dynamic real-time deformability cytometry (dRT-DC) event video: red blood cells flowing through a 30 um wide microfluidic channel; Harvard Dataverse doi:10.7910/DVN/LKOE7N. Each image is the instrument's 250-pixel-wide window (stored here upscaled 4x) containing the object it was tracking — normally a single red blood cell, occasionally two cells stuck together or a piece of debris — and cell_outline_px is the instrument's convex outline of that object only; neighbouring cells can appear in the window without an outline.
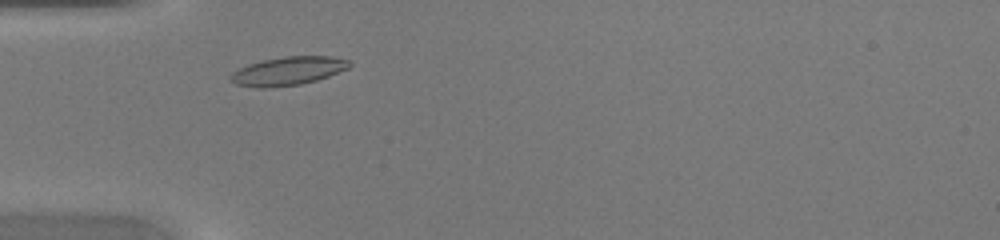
{"species": "common noctule bat (a hibernating species)", "species_latin": "Nyctalus noctula", "temperature_condition": "warm", "stored_images_in_passage": 35, "camera_frame_rate_fps": 3000, "um_per_image_px": 0.085, "animal": {"sex": "female", "body_mass_g": 20.0, "forearm_length_mm": 54.0}, "frame": {"image": 1, "passage_image": 4, "time_ms": 1.0, "image_size_px": [1000, 240], "cell_outline_px": [[352, 64], [348, 68], [328, 76], [316, 80], [300, 84], [268, 88], [256, 88], [236, 84], [228, 80], [228, 76], [232, 72], [248, 64], [264, 60], [284, 56], [332, 56], [348, 60]], "centroid_in_image_um": [24.44, 6.04], "position_along_channel_um": 60.6, "area_um2": 19.77}}
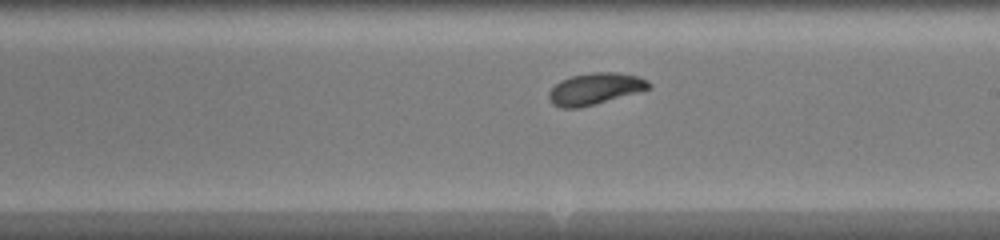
{"frame": {"image": 2, "passage_image": 16, "time_ms": 5.0, "image_size_px": [1000, 240], "cell_outline_px": [[652, 88], [580, 108], [560, 108], [552, 104], [548, 96], [548, 92], [560, 80], [572, 76], [592, 72], [616, 72], [636, 76], [648, 80], [652, 84]], "centroid_in_image_um": [50.57, 7.55], "position_along_channel_um": 238.4, "area_um2": 18.38}}
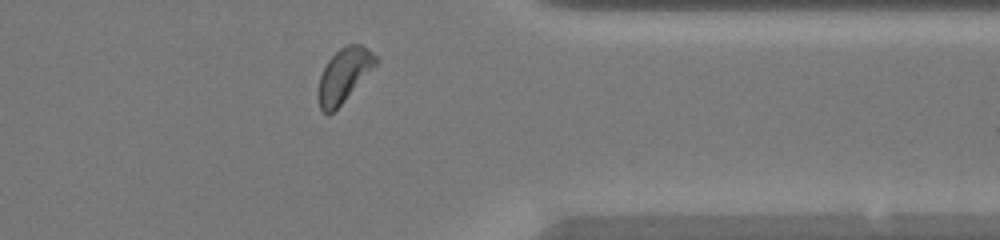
{"frame": {"image": 3, "passage_image": 26, "time_ms": 8.333, "image_size_px": [1000, 240], "cell_outline_px": [[380, 60], [344, 100], [328, 116], [320, 108], [316, 96], [316, 92], [320, 76], [328, 60], [340, 48], [348, 44], [360, 44], [380, 56]], "centroid_in_image_um": [29.23, 6.38], "position_along_channel_um": 382.2, "area_um2": 17.98}}